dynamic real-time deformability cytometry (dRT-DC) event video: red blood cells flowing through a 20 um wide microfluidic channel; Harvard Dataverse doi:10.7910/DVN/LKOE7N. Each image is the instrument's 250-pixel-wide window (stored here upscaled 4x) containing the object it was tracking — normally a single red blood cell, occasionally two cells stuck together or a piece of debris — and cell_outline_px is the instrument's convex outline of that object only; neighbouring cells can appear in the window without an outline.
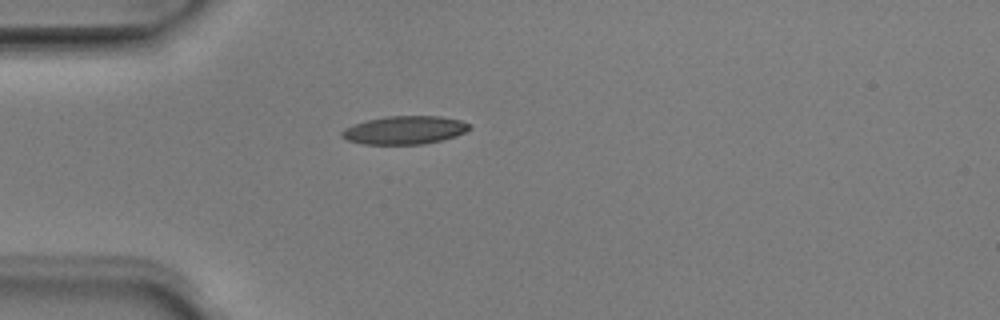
{"species": "Egyptian fruit bat (a non-hibernating species)", "species_latin": "Rousettus aegyptiacus", "temperature_condition": "room temperature", "stored_images_in_passage": 37, "camera_frame_rate_fps": 3000, "um_per_image_px": 0.085, "animal": {"sex": "male"}, "frame": {"image": 1, "passage_image": 1, "time_ms": 0.0, "image_size_px": [1000, 320], "cell_outline_px": [[472, 128], [456, 136], [424, 144], [364, 144], [348, 140], [340, 136], [340, 132], [344, 128], [368, 120], [384, 116], [440, 116], [460, 120], [472, 124]], "centroid_in_image_um": [34.41, 11.05], "position_along_channel_um": 50.6, "area_um2": 20.98}}
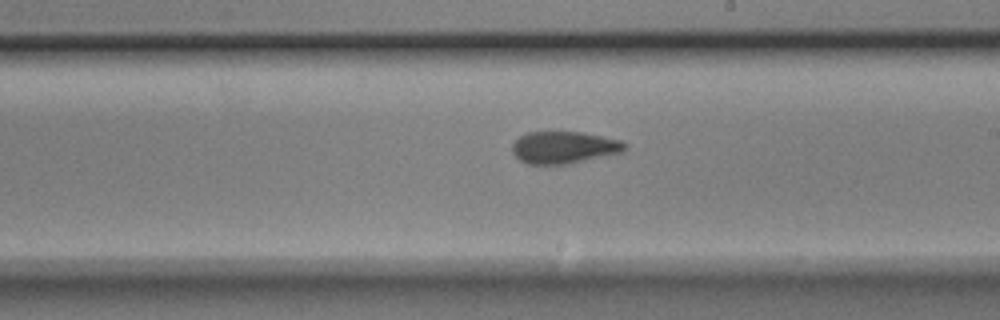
{"frame": {"image": 2, "passage_image": 16, "time_ms": 5.0, "image_size_px": [1000, 320], "cell_outline_px": [[628, 148], [624, 152], [568, 164], [528, 164], [520, 160], [512, 152], [512, 144], [520, 136], [528, 132], [580, 132], [620, 140]], "centroid_in_image_um": [47.94, 12.54], "position_along_channel_um": 241.1, "area_um2": 20.98}}
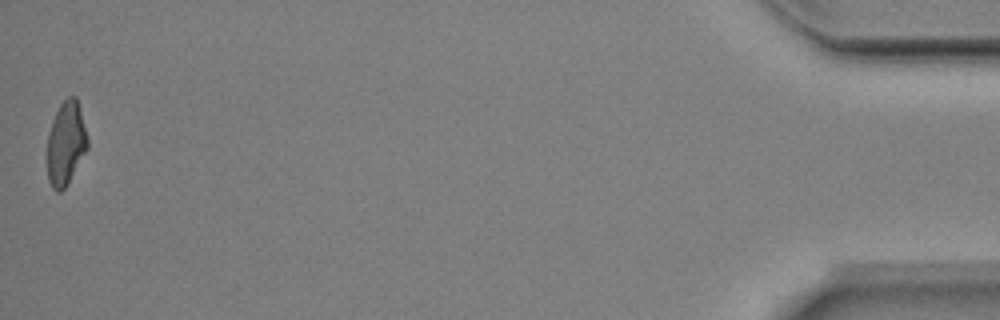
{"frame": {"image": 3, "passage_image": 37, "time_ms": 12.0, "image_size_px": [1000, 320], "cell_outline_px": [[88, 148], [68, 184], [60, 192], [56, 192], [52, 188], [48, 180], [48, 132], [52, 120], [60, 104], [68, 96], [76, 96], [88, 140]], "centroid_in_image_um": [5.6, 12.2], "position_along_channel_um": 429.6, "area_um2": 19.54}, "authors_computed_cell_mechanics": {"area_um2": 20.8658, "velocity_mm_per_s": 4.0401, "shape_relaxation_time_tau1_ms": 3.2774, "shape_relaxation_time_tau2_ms": 2.9001, "deformation_change_tau1": 0.1327, "deformation_change_tau2": 0.0927}}